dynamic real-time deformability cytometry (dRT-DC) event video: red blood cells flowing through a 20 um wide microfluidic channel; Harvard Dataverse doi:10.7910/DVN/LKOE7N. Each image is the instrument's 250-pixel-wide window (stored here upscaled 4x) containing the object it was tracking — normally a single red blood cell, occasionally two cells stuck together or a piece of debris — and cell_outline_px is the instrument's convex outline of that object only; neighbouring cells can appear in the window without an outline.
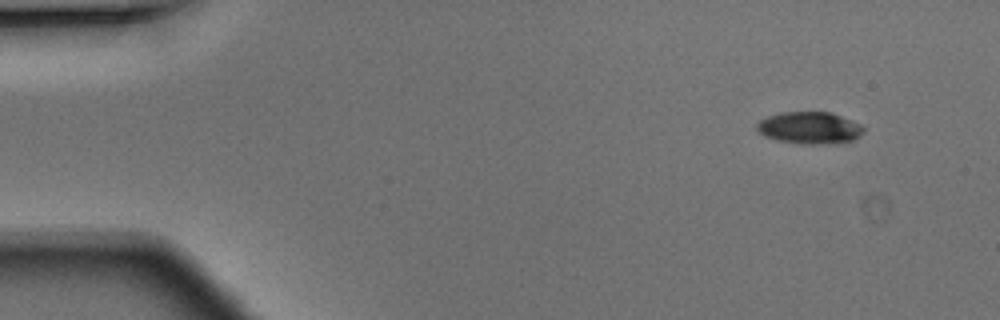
{"species": "Egyptian fruit bat (a non-hibernating species)", "species_latin": "Rousettus aegyptiacus", "temperature_condition": "warm", "stored_images_in_passage": 7, "camera_frame_rate_fps": 3000, "um_per_image_px": 0.085, "animal": {"sex": "male"}, "frame": {"image": 1, "passage_image": 1, "time_ms": 0.0, "image_size_px": [1000, 320], "cell_outline_px": [[864, 132], [860, 136], [852, 140], [812, 144], [804, 144], [776, 140], [764, 136], [756, 128], [756, 124], [760, 120], [768, 116], [784, 112], [832, 112], [860, 124], [864, 128]], "centroid_in_image_um": [68.8, 10.85], "position_along_channel_um": 16.2, "area_um2": 19.65}}